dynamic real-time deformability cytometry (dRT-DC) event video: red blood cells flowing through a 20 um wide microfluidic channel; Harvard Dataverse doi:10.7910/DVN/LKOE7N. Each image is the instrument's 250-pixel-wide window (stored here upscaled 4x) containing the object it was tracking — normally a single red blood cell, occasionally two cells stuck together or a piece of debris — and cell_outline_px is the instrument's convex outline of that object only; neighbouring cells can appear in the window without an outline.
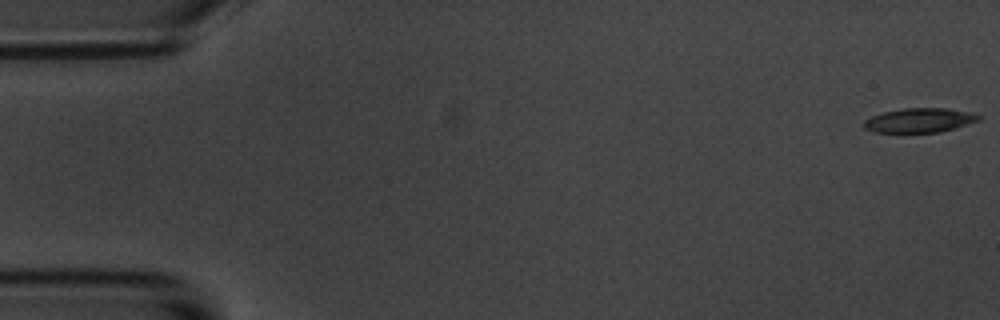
{"species": "common noctule bat (a hibernating species)", "species_latin": "Nyctalus noctula", "temperature_condition": "room temperature", "stored_images_in_passage": 15, "camera_frame_rate_fps": 3000, "um_per_image_px": 0.085, "animal": {"sex": "male", "body_mass_g": 20.1, "forearm_length_mm": 53.5}, "frame": {"image": 1, "passage_image": 1, "time_ms": 0.0, "image_size_px": [1000, 320], "cell_outline_px": [[980, 120], [940, 132], [872, 132], [864, 128], [864, 120], [872, 116], [884, 112], [900, 108], [948, 108], [968, 112], [980, 116]], "centroid_in_image_um": [78.12, 10.22], "position_along_channel_um": 6.9, "area_um2": 16.13}}
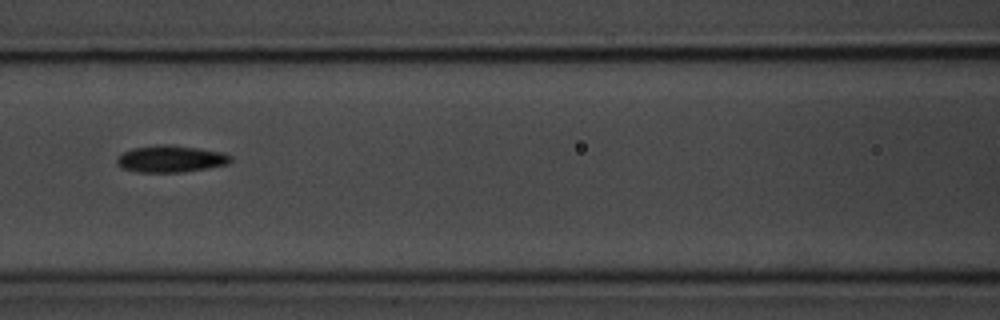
{"frame": {"image": 2, "passage_image": 7, "time_ms": 8.0, "image_size_px": [1000, 320], "cell_outline_px": [[232, 160], [228, 164], [208, 168], [184, 172], [136, 172], [120, 168], [116, 164], [116, 160], [120, 152], [132, 148], [160, 144], [168, 144], [224, 152], [232, 156]], "centroid_in_image_um": [14.47, 13.5], "position_along_channel_um": 152.1, "area_um2": 18.09}}
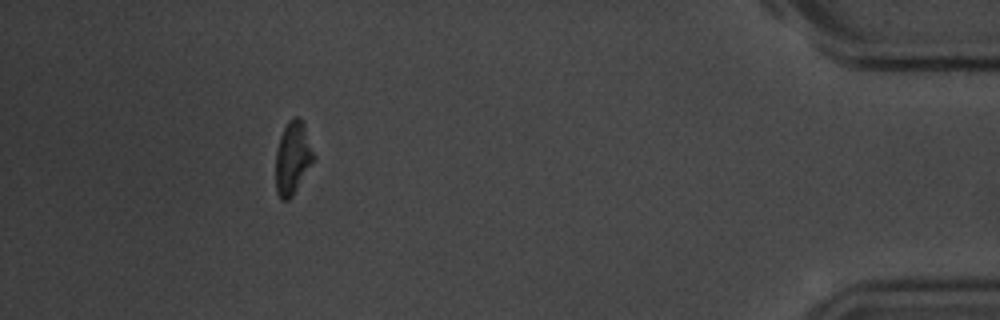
{"frame": {"image": 3, "passage_image": 14, "time_ms": 17.0, "image_size_px": [1000, 320], "cell_outline_px": [[316, 160], [292, 196], [288, 200], [280, 200], [276, 192], [276, 148], [280, 136], [288, 120], [292, 116], [300, 116], [304, 124], [316, 156]], "centroid_in_image_um": [24.9, 13.41], "position_along_channel_um": 410.3, "area_um2": 16.59}, "authors_computed_cell_mechanics": {"area_um2": 16.8776, "velocity_mm_per_s": 3.5211, "shape_relaxation_time_tau1_ms": 3.7723, "shape_relaxation_time_tau2_ms": null, "deformation_change_tau1": 0.0896, "deformation_change_tau2": null}}